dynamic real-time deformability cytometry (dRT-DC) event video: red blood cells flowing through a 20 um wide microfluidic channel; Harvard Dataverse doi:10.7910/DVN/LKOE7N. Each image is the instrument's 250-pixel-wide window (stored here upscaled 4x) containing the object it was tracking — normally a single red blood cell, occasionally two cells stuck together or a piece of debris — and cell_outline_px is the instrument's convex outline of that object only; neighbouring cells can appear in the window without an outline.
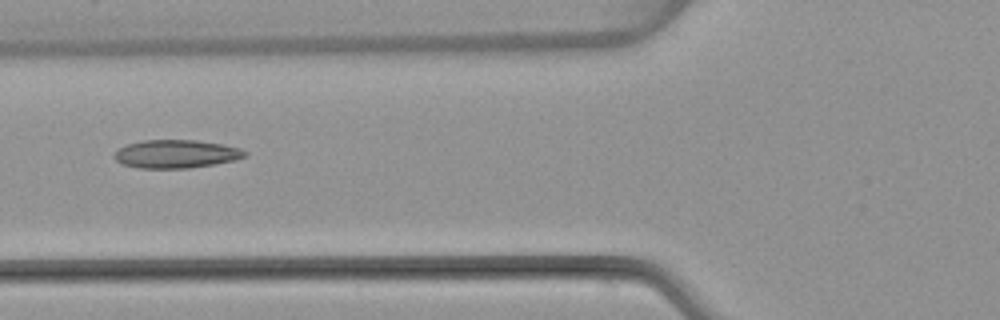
{"species": "common noctule bat (a hibernating species)", "species_latin": "Nyctalus noctula", "temperature_condition": "warm", "stored_images_in_passage": 6, "camera_frame_rate_fps": 3000, "um_per_image_px": 0.085, "animal": {"sex": "female", "body_mass_g": 22.7, "forearm_length_mm": 54.2}, "frame": {"image": 1, "passage_image": 6, "time_ms": 6.0, "image_size_px": [1000, 320], "cell_outline_px": [[248, 156], [236, 160], [188, 168], [140, 168], [124, 164], [116, 160], [112, 156], [116, 148], [128, 144], [144, 140], [196, 140], [224, 144], [240, 148], [248, 152]], "centroid_in_image_um": [14.98, 13.08], "position_along_channel_um": 110.8, "area_um2": 21.62}}